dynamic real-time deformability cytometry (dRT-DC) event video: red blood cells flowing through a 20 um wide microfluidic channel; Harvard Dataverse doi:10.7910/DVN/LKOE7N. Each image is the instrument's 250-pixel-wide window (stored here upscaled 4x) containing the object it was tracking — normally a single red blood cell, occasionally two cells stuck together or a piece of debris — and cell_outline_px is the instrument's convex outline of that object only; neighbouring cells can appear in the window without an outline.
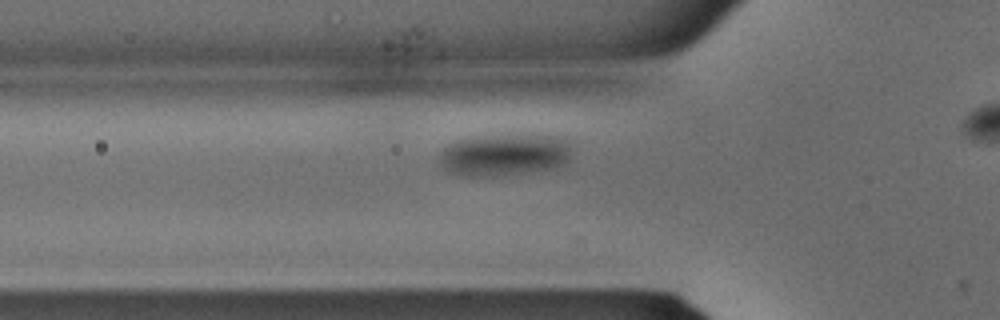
{"species": "common noctule bat (a hibernating species)", "species_latin": "Nyctalus noctula", "temperature_condition": "warm", "stored_images_in_passage": 24, "camera_frame_rate_fps": 3000, "um_per_image_px": 0.085, "animal": {"sex": "male", "body_mass_g": 15.6}, "frame": {"image": 1, "passage_image": 6, "time_ms": 1.667, "image_size_px": [1000, 320], "cell_outline_px": [[568, 160], [564, 164], [556, 168], [504, 176], [464, 176], [448, 172], [440, 164], [440, 156], [444, 148], [448, 144], [456, 140], [492, 136], [560, 136], [568, 140]], "centroid_in_image_um": [42.85, 13.2], "position_along_channel_um": 82.9, "area_um2": 32.08}}
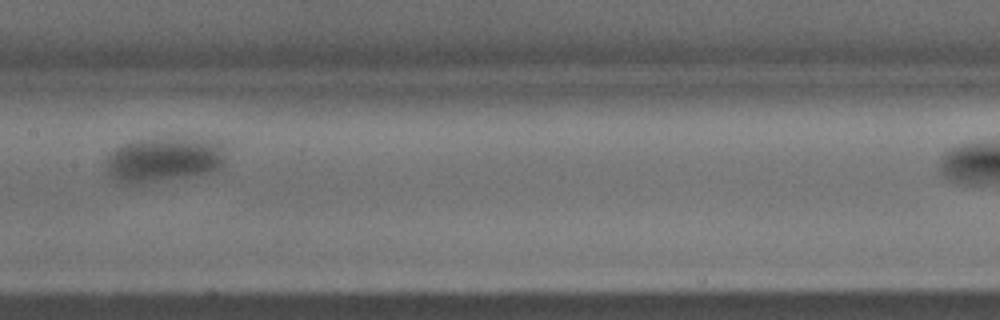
{"frame": {"image": 2, "passage_image": 12, "time_ms": 3.667, "image_size_px": [1000, 320], "cell_outline_px": [[224, 160], [216, 168], [208, 172], [144, 184], [120, 184], [108, 176], [104, 160], [108, 152], [132, 140], [168, 136], [184, 136], [220, 140], [224, 148]], "centroid_in_image_um": [13.85, 13.52], "position_along_channel_um": 193.5, "area_um2": 32.48}}
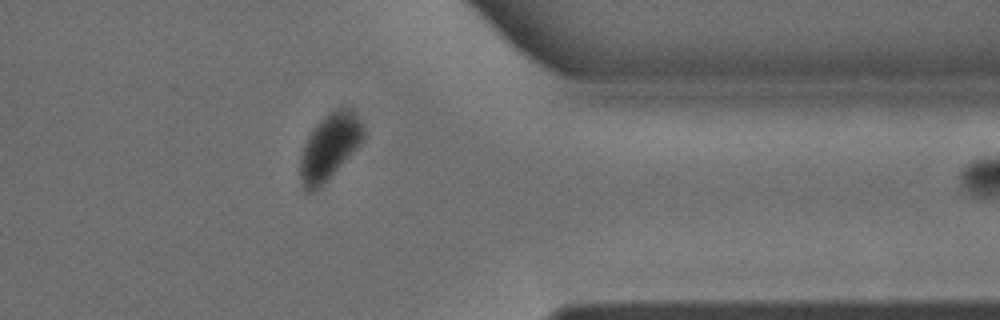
{"frame": {"image": 3, "passage_image": 23, "time_ms": 7.333, "image_size_px": [1000, 320], "cell_outline_px": [[364, 140], [328, 180], [316, 192], [308, 192], [304, 188], [300, 176], [300, 156], [304, 144], [308, 136], [316, 124], [328, 112], [336, 108], [352, 108], [356, 112], [364, 124]], "centroid_in_image_um": [28.03, 12.46], "position_along_channel_um": 383.4, "area_um2": 24.62}}